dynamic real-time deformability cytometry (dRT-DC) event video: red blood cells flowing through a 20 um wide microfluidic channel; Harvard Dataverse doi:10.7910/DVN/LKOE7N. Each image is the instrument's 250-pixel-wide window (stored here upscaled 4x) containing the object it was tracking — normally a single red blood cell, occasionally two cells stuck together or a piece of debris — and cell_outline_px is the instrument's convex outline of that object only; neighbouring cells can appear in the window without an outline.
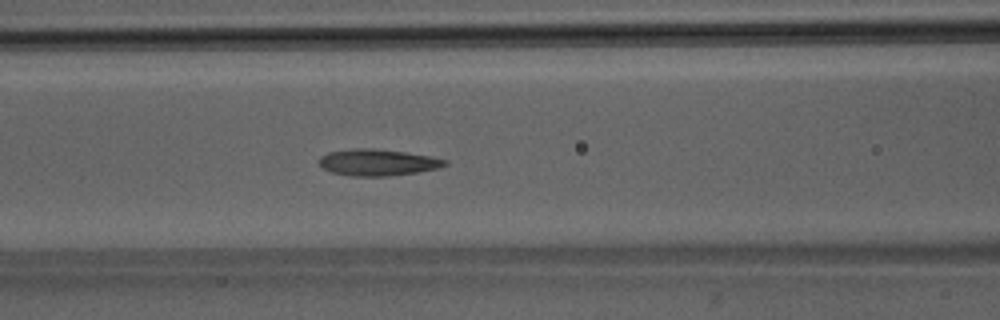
{"species": "Egyptian fruit bat (a non-hibernating species)", "species_latin": "Rousettus aegyptiacus", "temperature_condition": "room temperature", "stored_images_in_passage": 50, "camera_frame_rate_fps": 3000, "um_per_image_px": 0.085, "animal": {"sex": "male"}, "frame": {"image": 1, "passage_image": 21, "time_ms": 6.667, "image_size_px": [1000, 320], "cell_outline_px": [[448, 164], [440, 168], [416, 172], [384, 176], [352, 176], [332, 172], [316, 164], [316, 160], [320, 156], [328, 152], [352, 148], [372, 148], [404, 152], [432, 156], [448, 160]], "centroid_in_image_um": [32.07, 13.79], "position_along_channel_um": 134.5, "area_um2": 19.59}}
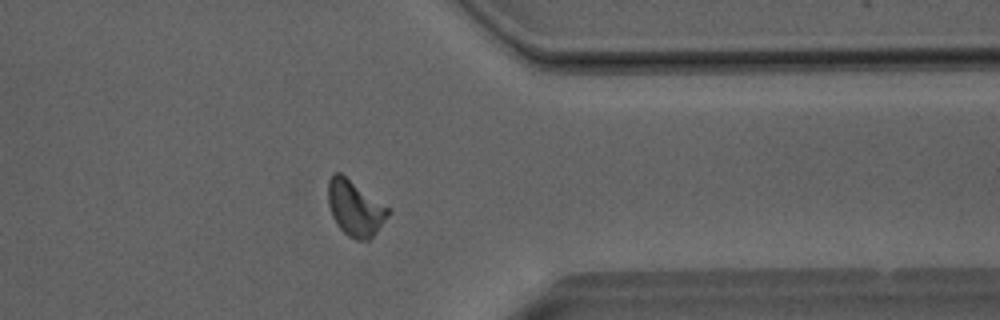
{"frame": {"image": 2, "passage_image": 40, "time_ms": 13.0, "image_size_px": [1000, 320], "cell_outline_px": [[392, 212], [376, 232], [368, 240], [356, 240], [348, 236], [336, 224], [332, 216], [328, 204], [328, 180], [332, 172], [340, 172], [388, 208]], "centroid_in_image_um": [30.15, 17.69], "position_along_channel_um": 381.2, "area_um2": 19.25}}
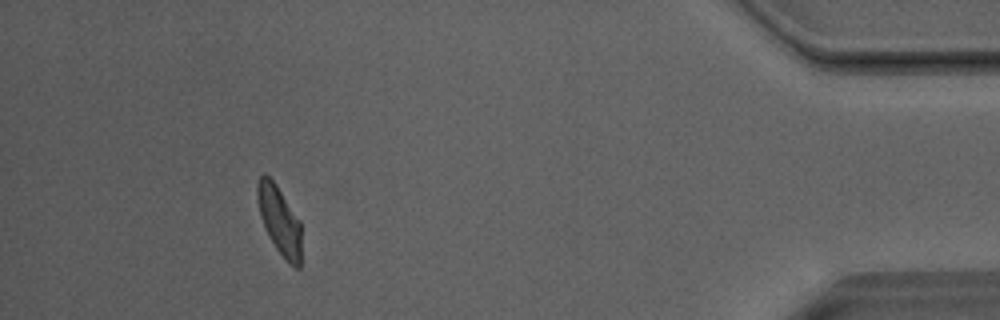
{"frame": {"image": 3, "passage_image": 46, "time_ms": 15.0, "image_size_px": [1000, 320], "cell_outline_px": [[300, 268], [296, 268], [288, 264], [276, 248], [264, 228], [260, 216], [256, 196], [256, 184], [260, 176], [264, 172], [276, 184], [300, 220]], "centroid_in_image_um": [23.73, 18.71], "position_along_channel_um": 411.5, "area_um2": 17.63}, "authors_computed_cell_mechanics": {"area_um2": 19.2474, "velocity_mm_per_s": 4.031, "shape_relaxation_time_tau1_ms": 9.8505, "shape_relaxation_time_tau2_ms": 2.7164, "deformation_change_tau1": 0.2385, "deformation_change_tau2": 0.1036}}